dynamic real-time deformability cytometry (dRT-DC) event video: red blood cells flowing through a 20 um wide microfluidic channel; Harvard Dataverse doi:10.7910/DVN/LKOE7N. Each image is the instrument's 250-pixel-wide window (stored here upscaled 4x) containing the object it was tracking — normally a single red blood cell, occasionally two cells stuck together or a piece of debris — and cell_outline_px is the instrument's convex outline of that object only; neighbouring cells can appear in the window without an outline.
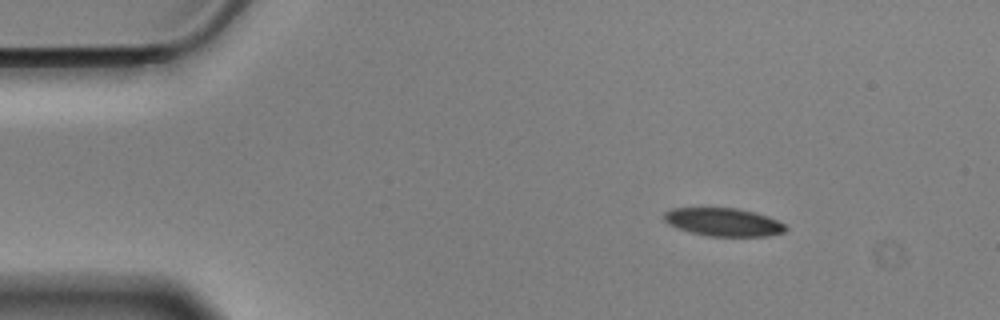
{"species": "Egyptian fruit bat (a non-hibernating species)", "species_latin": "Rousettus aegyptiacus", "temperature_condition": "cold", "stored_images_in_passage": 50, "camera_frame_rate_fps": 3000, "um_per_image_px": 0.085, "animal": {"sex": "male"}, "frame": {"image": 1, "passage_image": 1, "time_ms": 0.0, "image_size_px": [1000, 320], "cell_outline_px": [[788, 228], [784, 232], [768, 236], [708, 236], [688, 232], [676, 228], [668, 224], [664, 220], [664, 212], [672, 208], [736, 208], [768, 216], [784, 224]], "centroid_in_image_um": [61.46, 18.88], "position_along_channel_um": 23.5, "area_um2": 19.94}}
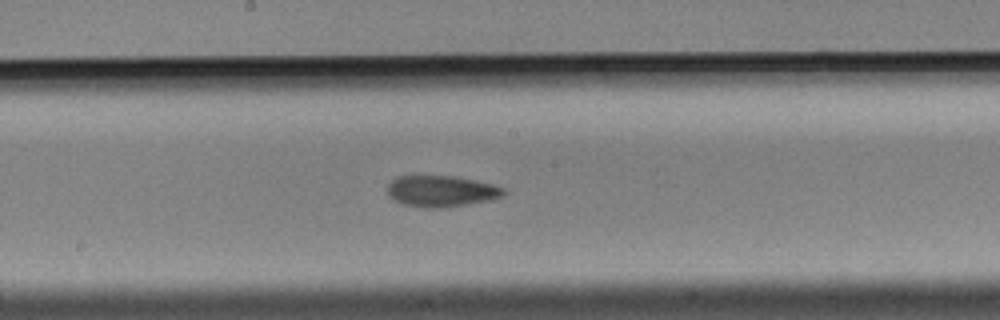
{"frame": {"image": 2, "passage_image": 23, "time_ms": 7.333, "image_size_px": [1000, 320], "cell_outline_px": [[508, 192], [504, 196], [492, 200], [448, 208], [424, 208], [404, 204], [392, 200], [388, 196], [388, 184], [396, 176], [456, 176], [476, 180], [492, 184], [504, 188]], "centroid_in_image_um": [37.54, 16.26], "position_along_channel_um": 210.7, "area_um2": 21.62}}
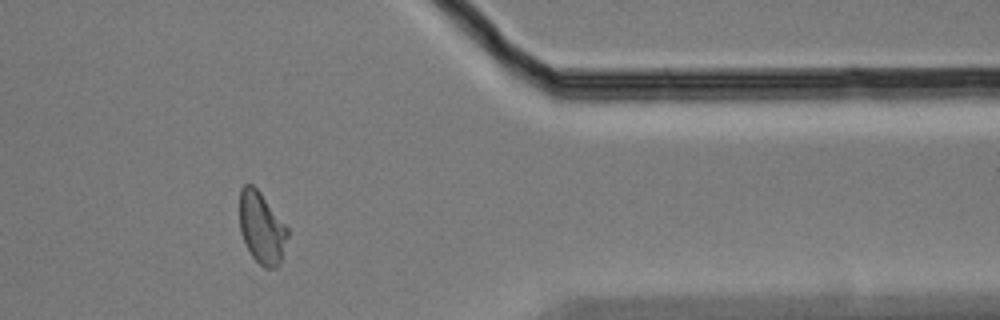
{"frame": {"image": 3, "passage_image": 40, "time_ms": 13.0, "image_size_px": [1000, 320], "cell_outline_px": [[288, 236], [280, 264], [276, 268], [264, 268], [252, 256], [240, 232], [240, 188], [244, 184], [252, 184], [260, 192], [288, 228]], "centroid_in_image_um": [22.24, 19.37], "position_along_channel_um": 389.2, "area_um2": 19.88}, "authors_computed_cell_mechanics": {"area_um2": 20.8658, "velocity_mm_per_s": 3.4996, "shape_relaxation_time_tau1_ms": 6.606, "shape_relaxation_time_tau2_ms": 2.4249, "deformation_change_tau1": 0.1346, "deformation_change_tau2": 0.0764}}